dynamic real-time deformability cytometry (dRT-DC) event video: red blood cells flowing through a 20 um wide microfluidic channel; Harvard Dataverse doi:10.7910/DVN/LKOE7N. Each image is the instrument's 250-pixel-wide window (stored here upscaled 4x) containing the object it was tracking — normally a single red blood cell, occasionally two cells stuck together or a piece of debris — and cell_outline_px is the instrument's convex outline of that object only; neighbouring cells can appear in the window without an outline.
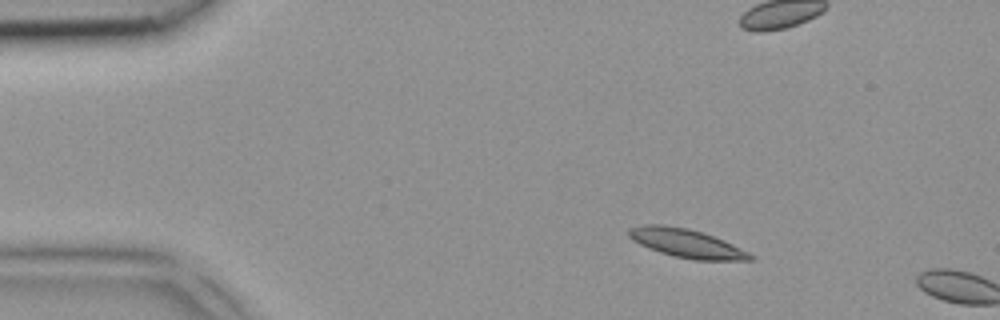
{"species": "common noctule bat (a hibernating species)", "species_latin": "Nyctalus noctula", "temperature_condition": "room temperature", "stored_images_in_passage": 2, "camera_frame_rate_fps": 3000, "um_per_image_px": 0.085, "animal": {"sex": "female", "body_mass_g": 18.4}, "frame": {"image": 1, "passage_image": 1, "time_ms": 0.0, "image_size_px": [1000, 320], "cell_outline_px": [[756, 260], [692, 260], [660, 252], [648, 248], [632, 240], [628, 236], [628, 228], [644, 224], [664, 224], [688, 228], [724, 240], [756, 256]], "centroid_in_image_um": [58.34, 20.67], "position_along_channel_um": 26.7, "area_um2": 20.29}}